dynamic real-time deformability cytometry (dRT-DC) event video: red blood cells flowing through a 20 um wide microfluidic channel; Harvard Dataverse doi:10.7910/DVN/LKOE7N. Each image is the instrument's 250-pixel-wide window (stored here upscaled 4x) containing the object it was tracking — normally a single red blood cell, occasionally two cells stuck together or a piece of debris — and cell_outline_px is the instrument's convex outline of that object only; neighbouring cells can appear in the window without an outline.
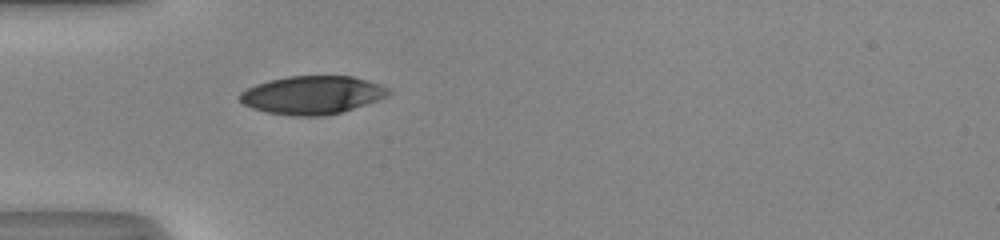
{"species": "human", "species_latin": "Homo sapiens", "temperature_condition": "room temperature", "stored_images_in_passage": 35, "camera_frame_rate_fps": 3000, "um_per_image_px": 0.085, "donor": {"sex": "male"}, "frame": {"image": 1, "passage_image": 1, "time_ms": 0.0, "image_size_px": [1000, 240], "cell_outline_px": [[392, 92], [388, 96], [340, 112], [324, 116], [292, 116], [268, 112], [252, 108], [244, 104], [240, 100], [240, 92], [256, 84], [268, 80], [288, 76], [352, 76], [380, 84], [392, 88]], "centroid_in_image_um": [26.55, 8.07], "position_along_channel_um": 58.4, "area_um2": 33.0}}
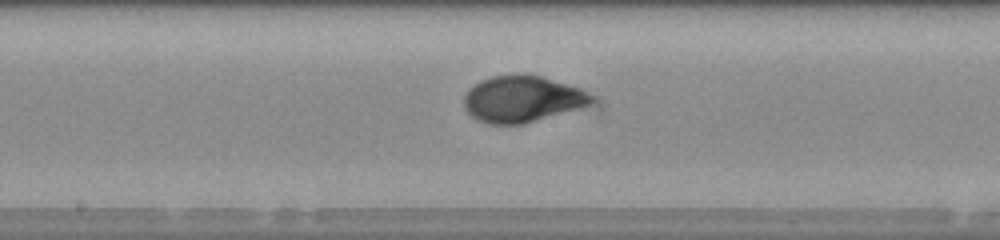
{"frame": {"image": 2, "passage_image": 12, "time_ms": 3.667, "image_size_px": [1000, 240], "cell_outline_px": [[600, 100], [584, 108], [524, 124], [488, 124], [472, 116], [464, 108], [464, 96], [468, 88], [480, 80], [492, 76], [524, 72], [540, 76], [580, 88], [596, 96]], "centroid_in_image_um": [44.46, 8.41], "position_along_channel_um": 203.7, "area_um2": 35.37}}
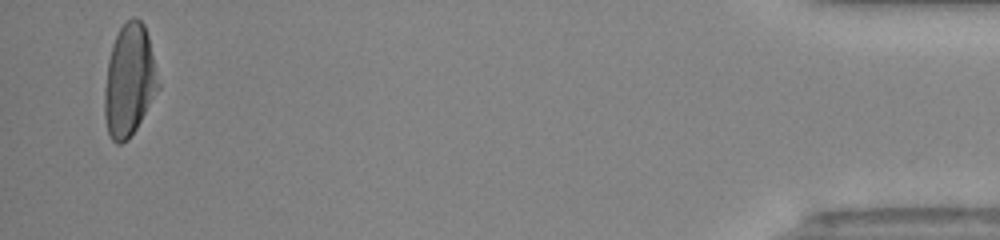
{"frame": {"image": 3, "passage_image": 34, "time_ms": 11.0, "image_size_px": [1000, 240], "cell_outline_px": [[160, 88], [136, 128], [128, 140], [120, 144], [116, 144], [112, 140], [108, 132], [104, 116], [104, 88], [108, 60], [112, 44], [120, 28], [132, 16], [136, 16], [144, 24], [148, 36], [160, 84]], "centroid_in_image_um": [10.98, 6.85], "position_along_channel_um": 424.2, "area_um2": 35.14}, "authors_computed_cell_mechanics": {"area_um2": 34.68, "velocity_mm_per_s": 4.1498, "shape_relaxation_time_tau1_ms": 3.9237, "shape_relaxation_time_tau2_ms": 0.5699, "deformation_change_tau1": 0.1948, "deformation_change_tau2": 0.0401}}